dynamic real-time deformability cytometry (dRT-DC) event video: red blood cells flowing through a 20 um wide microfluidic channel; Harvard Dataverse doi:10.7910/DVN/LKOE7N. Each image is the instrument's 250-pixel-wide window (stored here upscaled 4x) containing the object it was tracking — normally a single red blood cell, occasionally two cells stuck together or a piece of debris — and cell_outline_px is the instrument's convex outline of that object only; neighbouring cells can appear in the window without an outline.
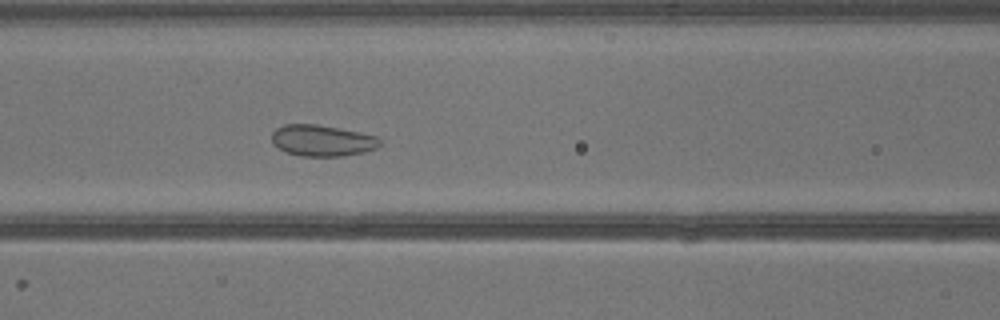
{"species": "common noctule bat (a hibernating species)", "species_latin": "Nyctalus noctula", "temperature_condition": "warm", "stored_images_in_passage": 38, "camera_frame_rate_fps": 3000, "um_per_image_px": 0.085, "animal": {"sex": "male", "body_mass_g": 13.3}, "frame": {"image": 1, "passage_image": 14, "time_ms": 4.333, "image_size_px": [1000, 320], "cell_outline_px": [[384, 140], [376, 148], [364, 152], [340, 156], [300, 156], [284, 152], [272, 144], [272, 132], [276, 128], [284, 124], [316, 124], [360, 132], [376, 136]], "centroid_in_image_um": [27.37, 11.95], "position_along_channel_um": 139.2, "area_um2": 19.88}}
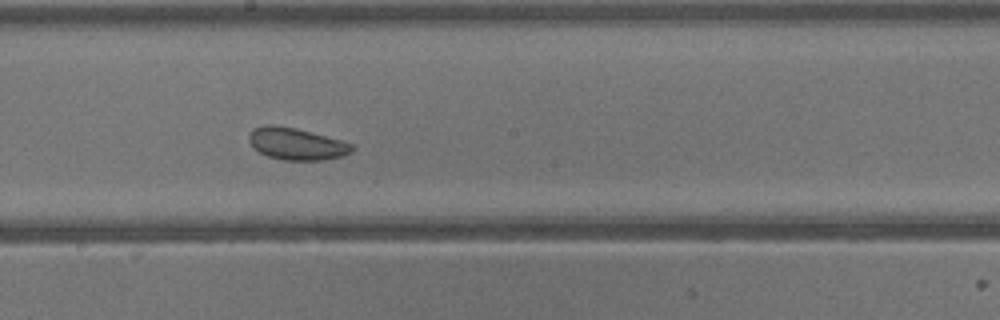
{"frame": {"image": 2, "passage_image": 19, "time_ms": 6.0, "image_size_px": [1000, 320], "cell_outline_px": [[356, 148], [352, 152], [344, 156], [320, 160], [284, 160], [268, 156], [260, 152], [248, 140], [248, 136], [252, 128], [268, 124], [272, 124], [296, 128], [340, 140], [352, 144]], "centroid_in_image_um": [25.21, 12.22], "position_along_channel_um": 223.0, "area_um2": 19.13}}
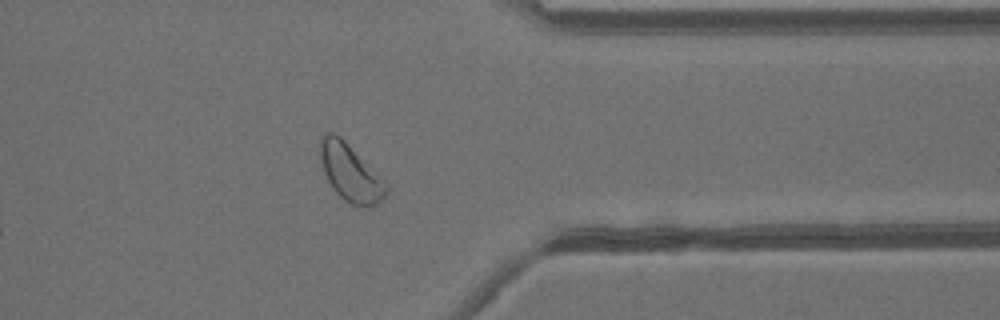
{"frame": {"image": 3, "passage_image": 29, "time_ms": 9.333, "image_size_px": [1000, 320], "cell_outline_px": [[388, 192], [376, 204], [368, 208], [364, 208], [352, 204], [344, 200], [332, 188], [324, 172], [320, 156], [320, 140], [328, 132], [332, 132], [340, 136], [388, 184]], "centroid_in_image_um": [29.79, 14.71], "position_along_channel_um": 381.6, "area_um2": 21.68}}